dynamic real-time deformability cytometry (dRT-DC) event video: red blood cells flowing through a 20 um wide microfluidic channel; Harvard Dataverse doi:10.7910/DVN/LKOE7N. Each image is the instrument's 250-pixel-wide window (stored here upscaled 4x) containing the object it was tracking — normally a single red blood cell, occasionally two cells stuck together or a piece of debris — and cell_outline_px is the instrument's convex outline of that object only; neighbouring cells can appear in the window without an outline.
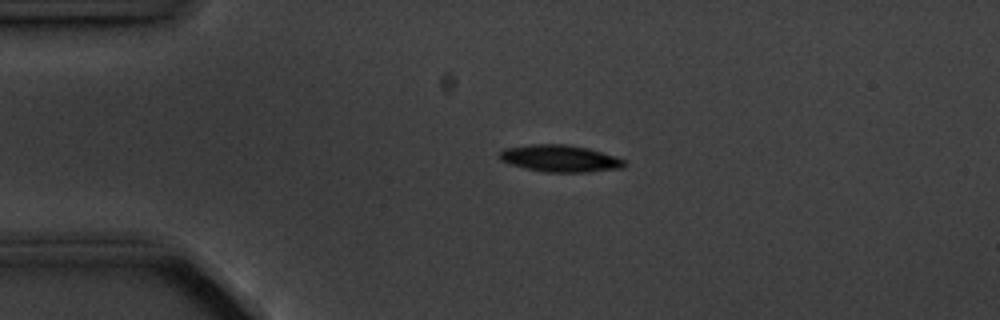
{"species": "common noctule bat (a hibernating species)", "species_latin": "Nyctalus noctula", "temperature_condition": "cold", "stored_images_in_passage": 5, "camera_frame_rate_fps": 3000, "um_per_image_px": 0.085, "animal": {"sex": "male", "body_mass_g": 20.1, "forearm_length_mm": 53.5}, "frame": {"image": 1, "passage_image": 4, "time_ms": 3.333, "image_size_px": [1000, 320], "cell_outline_px": [[628, 164], [624, 168], [584, 172], [544, 172], [512, 164], [500, 160], [500, 152], [504, 148], [528, 144], [568, 144], [588, 148], [616, 156], [628, 160]], "centroid_in_image_um": [47.68, 13.46], "position_along_channel_um": 37.3, "area_um2": 19.71}}